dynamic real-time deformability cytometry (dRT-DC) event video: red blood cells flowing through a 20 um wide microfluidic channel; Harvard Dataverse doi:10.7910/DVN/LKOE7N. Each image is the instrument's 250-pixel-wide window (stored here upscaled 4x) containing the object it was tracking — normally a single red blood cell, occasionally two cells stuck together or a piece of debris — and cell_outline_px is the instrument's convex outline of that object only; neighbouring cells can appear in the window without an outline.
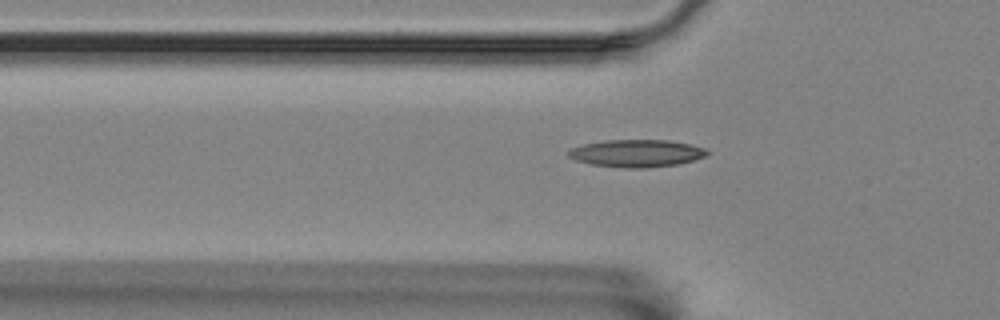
{"species": "Egyptian fruit bat (a non-hibernating species)", "species_latin": "Rousettus aegyptiacus", "temperature_condition": "room temperature", "stored_images_in_passage": 3, "camera_frame_rate_fps": 3000, "um_per_image_px": 0.085, "animal": {"sex": "female"}, "frame": {"image": 1, "passage_image": 3, "time_ms": 0.667, "image_size_px": [1000, 320], "cell_outline_px": [[708, 152], [704, 156], [692, 160], [676, 164], [648, 168], [624, 168], [592, 164], [576, 160], [568, 156], [568, 152], [572, 148], [580, 144], [604, 140], [668, 140], [688, 144], [704, 148]], "centroid_in_image_um": [54.05, 13.02], "position_along_channel_um": 71.7, "area_um2": 21.96}}